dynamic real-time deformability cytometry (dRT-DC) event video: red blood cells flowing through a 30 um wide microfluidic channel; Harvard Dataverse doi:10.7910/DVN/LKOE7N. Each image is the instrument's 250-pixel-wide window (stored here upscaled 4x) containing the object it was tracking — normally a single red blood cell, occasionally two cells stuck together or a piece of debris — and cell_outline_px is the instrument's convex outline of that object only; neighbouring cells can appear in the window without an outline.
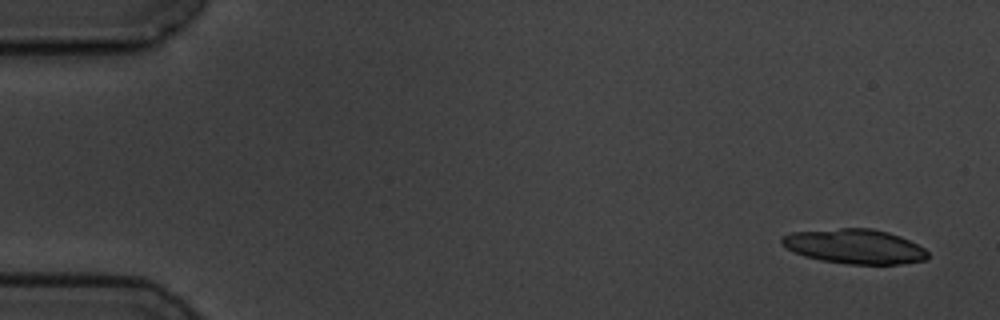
{"species": "common noctule bat (a hibernating species)", "species_latin": "Nyctalus noctula", "temperature_condition": "cold", "stored_images_in_passage": 5, "camera_frame_rate_fps": 3000, "um_per_image_px": 0.085, "animal": {"sex": "male", "body_mass_g": 19.5, "forearm_length_mm": 54.6}, "frame": {"image": 1, "passage_image": 1, "time_ms": 0.0, "image_size_px": [1000, 320], "cell_outline_px": [[928, 256], [924, 260], [900, 264], [848, 264], [820, 260], [804, 256], [780, 244], [780, 236], [792, 232], [840, 228], [872, 228], [888, 232], [900, 236], [924, 248], [928, 252]], "centroid_in_image_um": [72.62, 20.94], "position_along_channel_um": 12.4, "area_um2": 29.42}}